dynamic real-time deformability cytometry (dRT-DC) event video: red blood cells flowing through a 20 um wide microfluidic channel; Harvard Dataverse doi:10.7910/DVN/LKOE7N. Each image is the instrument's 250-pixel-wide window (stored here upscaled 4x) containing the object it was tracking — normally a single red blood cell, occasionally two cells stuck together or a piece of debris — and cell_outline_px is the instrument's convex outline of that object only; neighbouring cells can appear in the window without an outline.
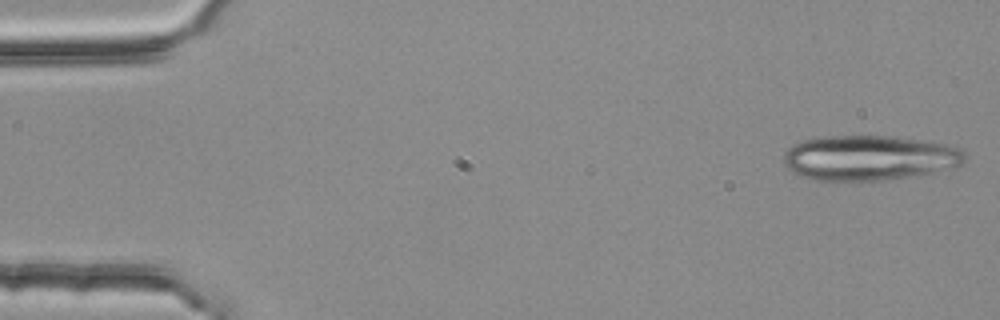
{"species": "common noctule bat (a hibernating species)", "species_latin": "Nyctalus noctula", "temperature_condition": "room temperature", "stored_images_in_passage": 4, "camera_frame_rate_fps": 3000, "um_per_image_px": 0.085, "animal": {"sex": "female", "body_mass_g": 25.1}, "frame": {"image": 1, "passage_image": 1, "time_ms": 0.0, "image_size_px": [1000, 320], "cell_outline_px": [[964, 160], [960, 164], [928, 172], [884, 180], [816, 180], [800, 176], [792, 172], [784, 164], [784, 152], [788, 148], [804, 140], [824, 136], [884, 136], [916, 140], [944, 144], [960, 148], [964, 152]], "centroid_in_image_um": [73.79, 13.41], "position_along_channel_um": 11.2, "area_um2": 46.53}}